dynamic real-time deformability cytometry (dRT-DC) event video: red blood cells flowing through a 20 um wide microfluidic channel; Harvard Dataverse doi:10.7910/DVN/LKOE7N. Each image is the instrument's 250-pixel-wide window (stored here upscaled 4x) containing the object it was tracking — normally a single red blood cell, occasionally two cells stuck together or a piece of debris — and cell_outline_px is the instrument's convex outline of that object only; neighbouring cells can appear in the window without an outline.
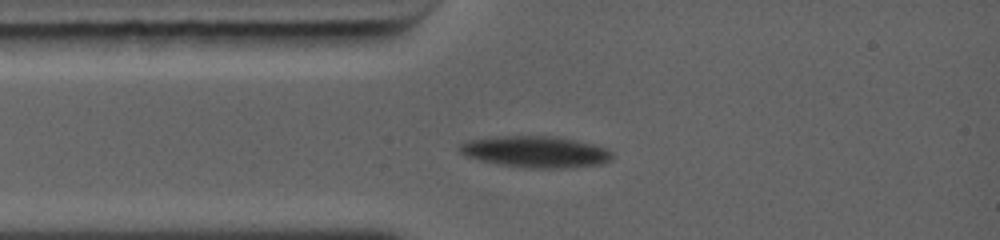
{"species": "common noctule bat (a hibernating species)", "species_latin": "Nyctalus noctula", "temperature_condition": "warm", "stored_images_in_passage": 5, "camera_frame_rate_fps": 5000, "um_per_image_px": 0.085, "animal": {"sex": "female", "body_mass_g": 19.0, "forearm_length_mm": 56.7}, "frame": {"image": 1, "passage_image": 5, "time_ms": 1.8, "image_size_px": [1000, 240], "cell_outline_px": [[612, 160], [604, 164], [572, 168], [524, 168], [500, 164], [480, 160], [464, 156], [456, 148], [464, 140], [488, 136], [556, 136], [576, 140], [608, 148], [612, 152]], "centroid_in_image_um": [45.51, 12.9], "position_along_channel_um": 39.5, "area_um2": 28.61}}